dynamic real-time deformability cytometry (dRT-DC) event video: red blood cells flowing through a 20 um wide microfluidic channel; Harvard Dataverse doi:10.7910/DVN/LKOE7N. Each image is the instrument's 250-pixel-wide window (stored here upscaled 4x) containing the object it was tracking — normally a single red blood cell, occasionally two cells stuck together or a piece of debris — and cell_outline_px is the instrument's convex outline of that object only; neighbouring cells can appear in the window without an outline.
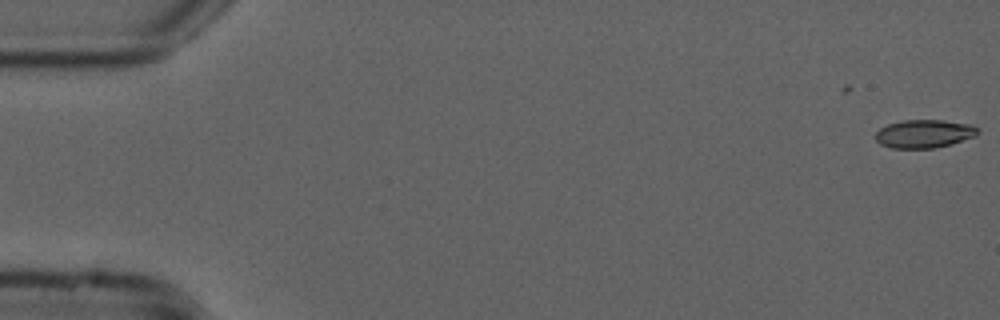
{"species": "common noctule bat (a hibernating species)", "species_latin": "Nyctalus noctula", "temperature_condition": "cold", "stored_images_in_passage": 2, "camera_frame_rate_fps": 3000, "um_per_image_px": 0.085, "animal": {"sex": "male", "forearm_length_mm": 52.5}, "frame": {"image": 1, "passage_image": 2, "time_ms": 0.333, "image_size_px": [1000, 320], "cell_outline_px": [[980, 132], [976, 136], [952, 144], [932, 148], [892, 148], [880, 144], [872, 136], [880, 128], [888, 124], [904, 120], [944, 120], [972, 124], [980, 128]], "centroid_in_image_um": [78.58, 11.36], "position_along_channel_um": 6.4, "area_um2": 17.11}}